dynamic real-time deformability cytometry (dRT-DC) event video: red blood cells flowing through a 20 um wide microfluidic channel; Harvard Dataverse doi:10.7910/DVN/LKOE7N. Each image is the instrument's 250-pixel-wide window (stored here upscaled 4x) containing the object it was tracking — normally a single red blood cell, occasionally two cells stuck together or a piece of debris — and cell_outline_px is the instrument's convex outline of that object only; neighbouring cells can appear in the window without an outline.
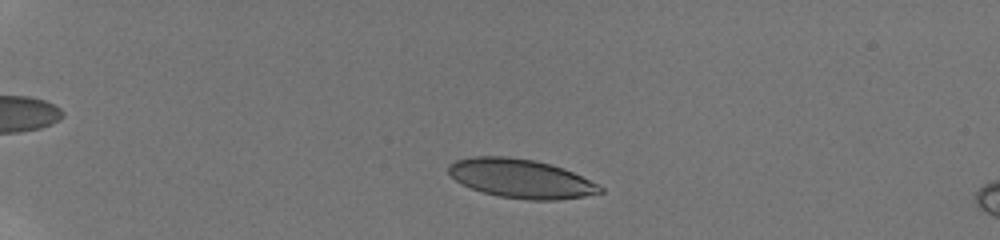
{"species": "human", "species_latin": "Homo sapiens", "temperature_condition": "room temperature", "stored_images_in_passage": 47, "camera_frame_rate_fps": 3000, "um_per_image_px": 0.085, "donor": {"sex": "male"}, "frame": {"image": 1, "passage_image": 7, "time_ms": 2.0, "image_size_px": [1000, 240], "cell_outline_px": [[604, 192], [584, 196], [556, 200], [528, 200], [500, 196], [484, 192], [472, 188], [456, 180], [448, 172], [448, 164], [456, 160], [472, 156], [508, 156], [536, 160], [552, 164], [564, 168], [604, 188]], "centroid_in_image_um": [44.27, 15.16], "position_along_channel_um": 40.7, "area_um2": 34.22}}
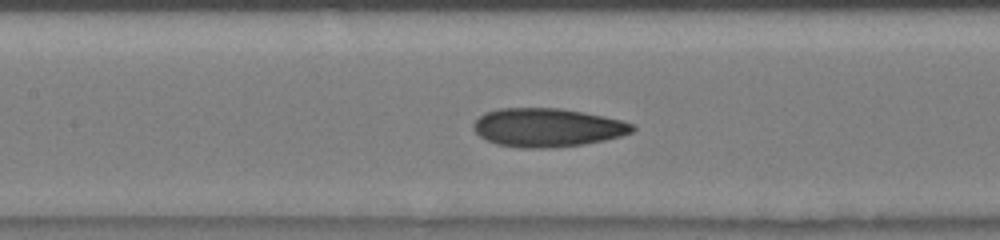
{"frame": {"image": 2, "passage_image": 22, "time_ms": 7.0, "image_size_px": [1000, 240], "cell_outline_px": [[636, 128], [632, 132], [620, 136], [604, 140], [584, 144], [552, 148], [520, 148], [496, 144], [480, 136], [472, 128], [472, 124], [484, 112], [500, 108], [560, 108], [584, 112], [604, 116], [620, 120], [632, 124]], "centroid_in_image_um": [46.5, 10.84], "position_along_channel_um": 160.9, "area_um2": 35.78}}
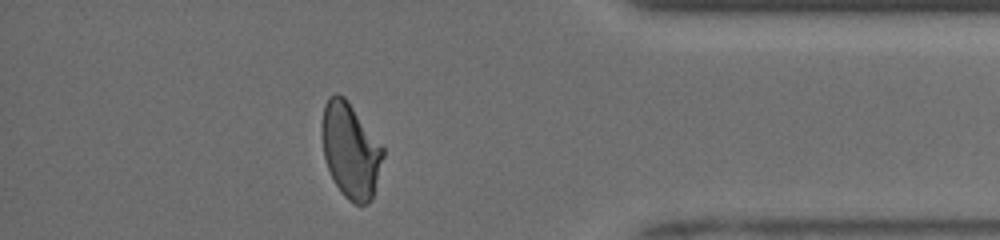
{"frame": {"image": 3, "passage_image": 42, "time_ms": 13.667, "image_size_px": [1000, 240], "cell_outline_px": [[384, 156], [372, 200], [368, 204], [356, 204], [348, 200], [340, 192], [328, 168], [324, 156], [320, 136], [320, 124], [324, 104], [328, 96], [336, 92], [344, 96], [348, 100], [384, 148]], "centroid_in_image_um": [29.77, 12.75], "position_along_channel_um": 405.4, "area_um2": 34.33}, "authors_computed_cell_mechanics": {"area_um2": 34.6222, "velocity_mm_per_s": 3.9578, "shape_relaxation_time_tau1_ms": 6.9056, "shape_relaxation_time_tau2_ms": 1.2519, "deformation_change_tau1": 0.1937, "deformation_change_tau2": 0.0728}}